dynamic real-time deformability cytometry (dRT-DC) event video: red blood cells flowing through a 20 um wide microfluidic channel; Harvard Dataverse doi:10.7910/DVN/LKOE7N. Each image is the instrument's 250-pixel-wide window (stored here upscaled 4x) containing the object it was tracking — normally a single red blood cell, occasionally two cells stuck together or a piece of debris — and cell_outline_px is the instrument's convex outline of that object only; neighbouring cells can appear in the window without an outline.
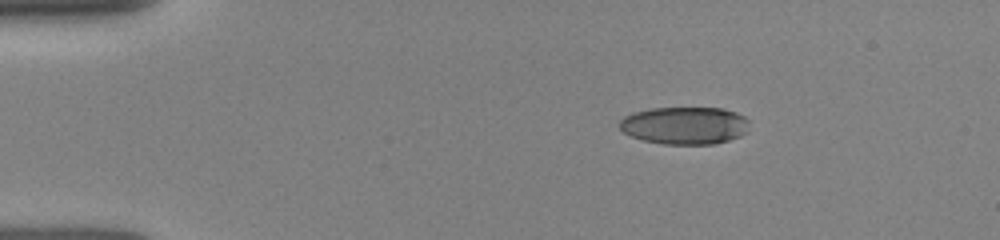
{"species": "human", "species_latin": "Homo sapiens", "temperature_condition": "room temperature", "stored_images_in_passage": 6, "camera_frame_rate_fps": 3000, "um_per_image_px": 0.085, "donor": {"sex": "female"}, "frame": {"image": 1, "passage_image": 1, "time_ms": 0.0, "image_size_px": [1000, 240], "cell_outline_px": [[748, 132], [740, 136], [716, 144], [664, 144], [644, 140], [632, 136], [624, 132], [620, 128], [620, 120], [624, 116], [632, 112], [652, 108], [724, 108], [736, 112], [744, 116], [748, 120]], "centroid_in_image_um": [58.22, 10.66], "position_along_channel_um": 26.8, "area_um2": 28.5}}